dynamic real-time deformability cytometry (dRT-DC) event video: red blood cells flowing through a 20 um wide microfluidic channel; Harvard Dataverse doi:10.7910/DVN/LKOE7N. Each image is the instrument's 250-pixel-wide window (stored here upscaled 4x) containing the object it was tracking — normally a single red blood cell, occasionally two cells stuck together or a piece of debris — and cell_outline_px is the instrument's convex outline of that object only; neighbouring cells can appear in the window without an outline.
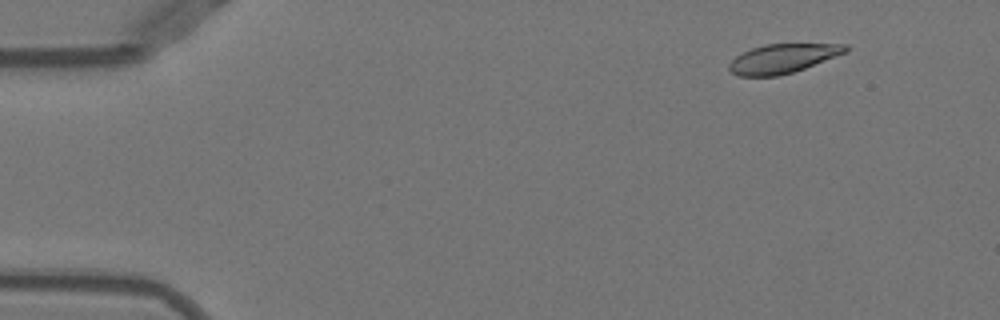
{"species": "Egyptian fruit bat (a non-hibernating species)", "species_latin": "Rousettus aegyptiacus", "temperature_condition": "warm", "stored_images_in_passage": 52, "camera_frame_rate_fps": 3000, "um_per_image_px": 0.085, "animal": {"sex": "female"}, "frame": {"image": 1, "passage_image": 6, "time_ms": 1.667, "image_size_px": [1000, 320], "cell_outline_px": [[848, 52], [804, 68], [792, 72], [776, 76], [736, 76], [728, 68], [728, 64], [736, 56], [752, 48], [764, 44], [848, 44]], "centroid_in_image_um": [66.53, 4.97], "position_along_channel_um": 18.5, "area_um2": 19.65}}
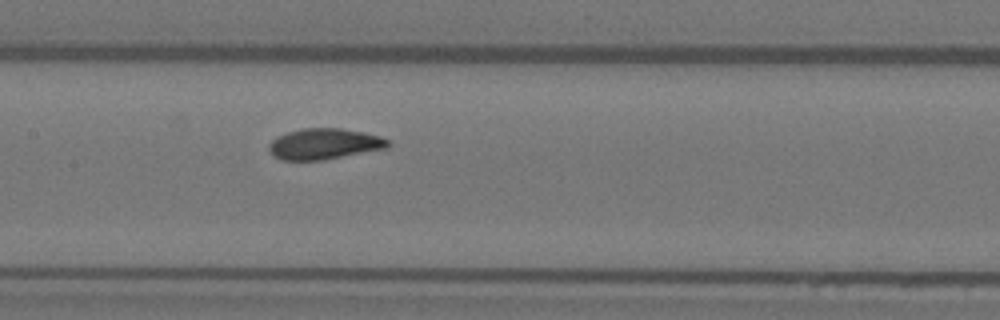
{"frame": {"image": 2, "passage_image": 26, "time_ms": 8.333, "image_size_px": [1000, 320], "cell_outline_px": [[392, 144], [388, 148], [324, 160], [280, 160], [272, 156], [268, 148], [268, 144], [276, 136], [288, 132], [304, 128], [340, 128], [364, 132], [380, 136], [388, 140]], "centroid_in_image_um": [27.56, 12.24], "position_along_channel_um": 179.8, "area_um2": 21.68}}
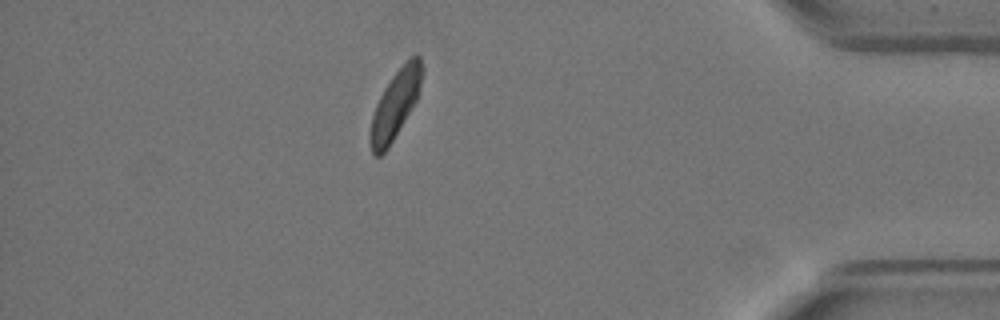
{"frame": {"image": 3, "passage_image": 46, "time_ms": 15.0, "image_size_px": [1000, 320], "cell_outline_px": [[424, 72], [416, 100], [388, 148], [380, 156], [376, 156], [372, 152], [372, 116], [376, 104], [384, 88], [392, 76], [412, 56], [420, 56], [424, 68]], "centroid_in_image_um": [33.64, 8.83], "position_along_channel_um": 401.6, "area_um2": 19.77}, "authors_computed_cell_mechanics": {"area_um2": 21.0681, "velocity_mm_per_s": 3.9355, "shape_relaxation_time_tau1_ms": 2.2478, "shape_relaxation_time_tau2_ms": 2.8143, "deformation_change_tau1": 0.1526, "deformation_change_tau2": 0.0597}}